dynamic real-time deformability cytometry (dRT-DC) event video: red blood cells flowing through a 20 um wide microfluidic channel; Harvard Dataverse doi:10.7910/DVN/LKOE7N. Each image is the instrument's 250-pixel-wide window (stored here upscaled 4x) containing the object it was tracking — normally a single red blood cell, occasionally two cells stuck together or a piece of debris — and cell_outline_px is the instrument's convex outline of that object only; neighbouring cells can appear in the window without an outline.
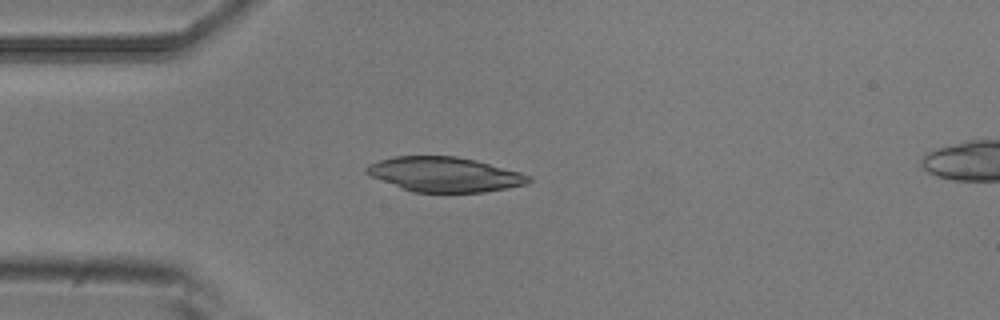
{"species": "common noctule bat (a hibernating species)", "species_latin": "Nyctalus noctula", "temperature_condition": "room temperature", "stored_images_in_passage": 6, "camera_frame_rate_fps": 3000, "um_per_image_px": 0.085, "animal": {"sex": "male", "body_mass_g": 20.5, "forearm_length_mm": 52.5}, "frame": {"image": 1, "passage_image": 5, "time_ms": 1.333, "image_size_px": [1000, 320], "cell_outline_px": [[532, 180], [528, 184], [484, 192], [412, 192], [372, 176], [364, 172], [364, 168], [368, 164], [392, 156], [456, 156], [476, 160], [520, 172], [532, 176]], "centroid_in_image_um": [37.8, 14.82], "position_along_channel_um": 47.2, "area_um2": 32.77}}